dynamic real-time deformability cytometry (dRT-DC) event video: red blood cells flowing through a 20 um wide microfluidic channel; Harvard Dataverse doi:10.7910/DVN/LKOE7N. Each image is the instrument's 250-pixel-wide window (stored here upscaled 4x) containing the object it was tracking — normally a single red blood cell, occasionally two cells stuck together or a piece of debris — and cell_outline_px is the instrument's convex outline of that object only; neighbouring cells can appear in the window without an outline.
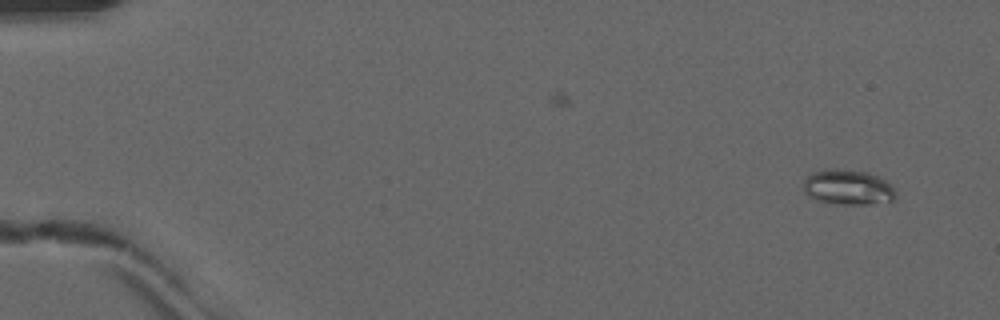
{"species": "common noctule bat (a hibernating species)", "species_latin": "Nyctalus noctula", "temperature_condition": "warm", "stored_images_in_passage": 15, "camera_frame_rate_fps": 3000, "um_per_image_px": 0.085, "animal": {"sex": "male", "forearm_length_mm": 52.5}, "frame": {"image": 1, "passage_image": 3, "time_ms": 0.667, "image_size_px": [1000, 320], "cell_outline_px": [[896, 196], [892, 200], [872, 204], [840, 204], [820, 200], [808, 196], [804, 192], [804, 180], [812, 172], [828, 168], [836, 168], [868, 172], [880, 176], [892, 184], [896, 192]], "centroid_in_image_um": [72.11, 15.89], "position_along_channel_um": 12.9, "area_um2": 19.07}}